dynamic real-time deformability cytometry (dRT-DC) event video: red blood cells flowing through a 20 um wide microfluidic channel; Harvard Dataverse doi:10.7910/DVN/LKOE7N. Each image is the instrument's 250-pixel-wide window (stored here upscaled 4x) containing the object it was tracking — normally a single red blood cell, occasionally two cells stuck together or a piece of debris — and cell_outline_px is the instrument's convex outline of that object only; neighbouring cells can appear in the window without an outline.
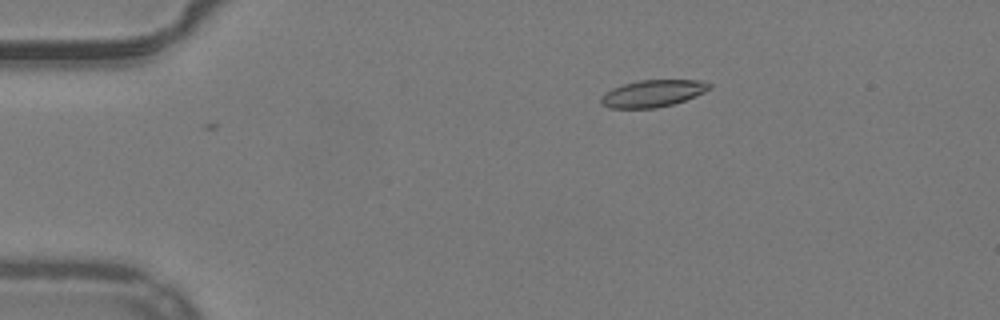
{"species": "common noctule bat (a hibernating species)", "species_latin": "Nyctalus noctula", "temperature_condition": "warm", "stored_images_in_passage": 2, "camera_frame_rate_fps": 3000, "um_per_image_px": 0.085, "animal": {"sex": "male", "body_mass_g": 19.2, "forearm_length_mm": 51.8}, "frame": {"image": 1, "passage_image": 2, "time_ms": 0.333, "image_size_px": [1000, 320], "cell_outline_px": [[712, 88], [696, 96], [672, 104], [656, 108], [608, 108], [600, 104], [600, 96], [604, 92], [612, 88], [624, 84], [640, 80], [700, 80], [712, 84]], "centroid_in_image_um": [55.46, 7.94], "position_along_channel_um": 29.5, "area_um2": 17.17}}